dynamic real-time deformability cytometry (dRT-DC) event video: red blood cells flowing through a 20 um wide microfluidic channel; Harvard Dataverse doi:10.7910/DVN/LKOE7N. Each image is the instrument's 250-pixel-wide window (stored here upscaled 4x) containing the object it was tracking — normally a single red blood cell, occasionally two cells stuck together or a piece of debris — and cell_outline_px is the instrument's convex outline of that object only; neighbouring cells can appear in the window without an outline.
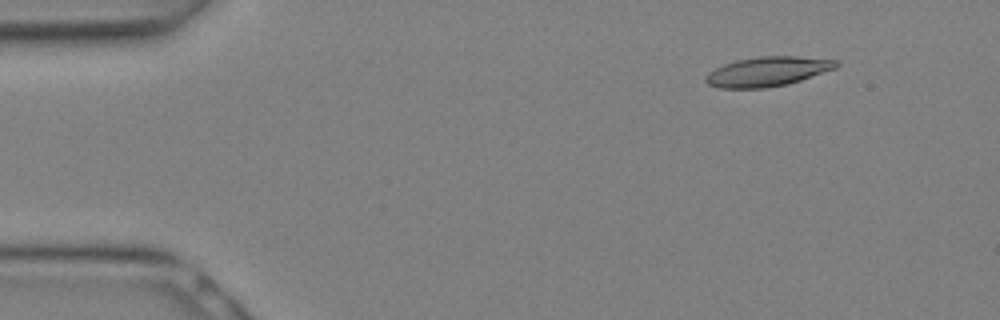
{"species": "Egyptian fruit bat (a non-hibernating species)", "species_latin": "Rousettus aegyptiacus", "temperature_condition": "warm", "stored_images_in_passage": 10, "camera_frame_rate_fps": 3000, "um_per_image_px": 0.085, "animal": {"sex": "female"}, "frame": {"image": 1, "passage_image": 3, "time_ms": 0.667, "image_size_px": [1000, 320], "cell_outline_px": [[840, 64], [836, 68], [788, 84], [768, 88], [720, 88], [708, 84], [704, 80], [704, 76], [708, 72], [724, 64], [736, 60], [760, 56], [796, 56], [840, 60]], "centroid_in_image_um": [65.24, 6.08], "position_along_channel_um": 19.8, "area_um2": 22.6}}
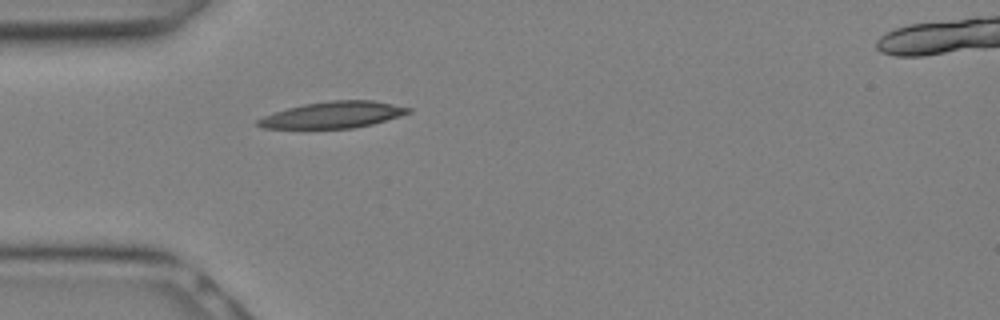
{"frame": {"image": 2, "passage_image": 8, "time_ms": 2.333, "image_size_px": [1000, 320], "cell_outline_px": [[412, 112], [400, 116], [372, 124], [352, 128], [264, 128], [256, 124], [256, 120], [264, 116], [288, 108], [304, 104], [332, 100], [372, 100], [412, 108]], "centroid_in_image_um": [28.34, 9.76], "position_along_channel_um": 56.7, "area_um2": 22.95}}
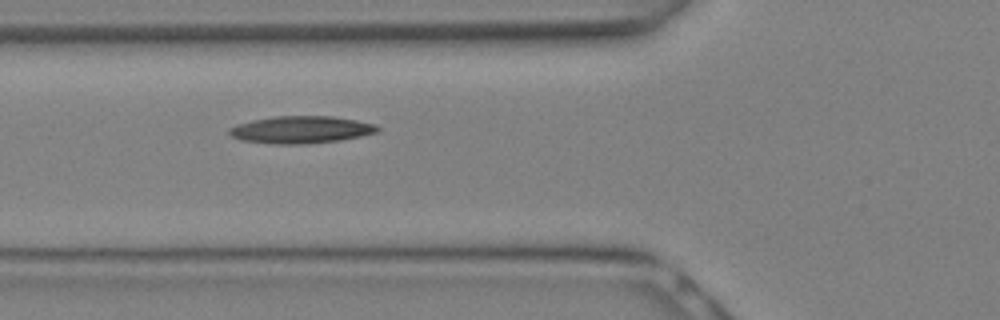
{"frame": {"image": 3, "passage_image": 10, "time_ms": 3.0, "image_size_px": [1000, 320], "cell_outline_px": [[380, 128], [376, 132], [360, 136], [340, 140], [304, 144], [272, 144], [240, 140], [232, 136], [228, 132], [228, 128], [236, 124], [252, 120], [272, 116], [332, 116], [356, 120], [376, 124]], "centroid_in_image_um": [25.54, 11.02], "position_along_channel_um": 100.3, "area_um2": 23.64}}